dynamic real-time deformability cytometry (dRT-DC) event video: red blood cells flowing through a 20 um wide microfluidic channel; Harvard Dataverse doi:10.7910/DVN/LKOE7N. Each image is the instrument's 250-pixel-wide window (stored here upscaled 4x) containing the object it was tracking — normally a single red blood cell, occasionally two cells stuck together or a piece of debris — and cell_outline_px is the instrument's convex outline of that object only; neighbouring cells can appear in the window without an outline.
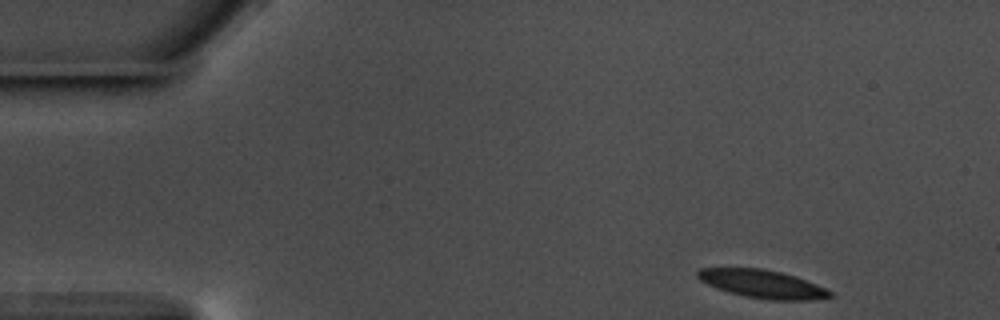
{"species": "common noctule bat (a hibernating species)", "species_latin": "Nyctalus noctula", "temperature_condition": "warm", "stored_images_in_passage": 10, "camera_frame_rate_fps": 3000, "um_per_image_px": 0.085, "animal": {"sex": "male", "body_mass_g": 17.5, "forearm_length_mm": 52.3}, "frame": {"image": 1, "passage_image": 1, "time_ms": 0.0, "image_size_px": [1000, 320], "cell_outline_px": [[836, 296], [812, 300], [772, 300], [744, 296], [728, 292], [716, 288], [700, 280], [696, 276], [696, 272], [700, 268], [764, 268], [796, 276], [816, 284], [832, 292]], "centroid_in_image_um": [64.81, 24.14], "position_along_channel_um": 20.2, "area_um2": 21.79}}